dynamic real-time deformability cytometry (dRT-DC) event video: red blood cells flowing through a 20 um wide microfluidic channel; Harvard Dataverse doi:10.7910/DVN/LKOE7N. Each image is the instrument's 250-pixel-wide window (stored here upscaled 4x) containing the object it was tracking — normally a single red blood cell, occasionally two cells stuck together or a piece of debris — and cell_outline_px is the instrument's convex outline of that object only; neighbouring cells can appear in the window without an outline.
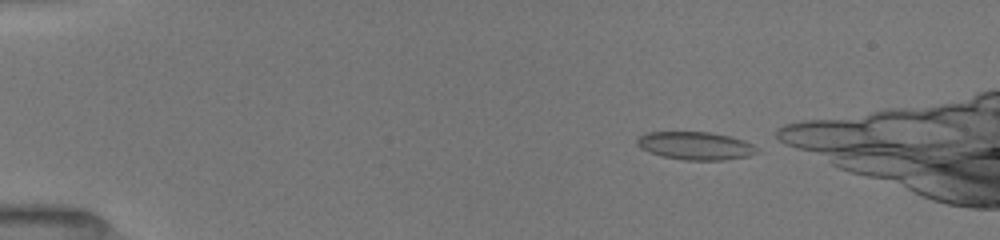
{"species": "common noctule bat (a hibernating species)", "species_latin": "Nyctalus noctula", "temperature_condition": "room temperature", "stored_images_in_passage": 33, "segment_of_instrument_passage": [1, 2], "camera_frame_rate_fps": 3000, "um_per_image_px": 0.085, "animal": {"sex": "female", "body_mass_g": 19.5, "forearm_length_mm": 54.1}, "frame": {"image": 1, "passage_image": 1, "time_ms": 0.0, "image_size_px": [1000, 240], "cell_outline_px": [[760, 152], [748, 156], [724, 160], [684, 160], [660, 156], [640, 148], [636, 144], [636, 140], [644, 132], [708, 132], [728, 136], [744, 140], [752, 144]], "centroid_in_image_um": [59.09, 12.39], "position_along_channel_um": 25.9, "area_um2": 19.59}}
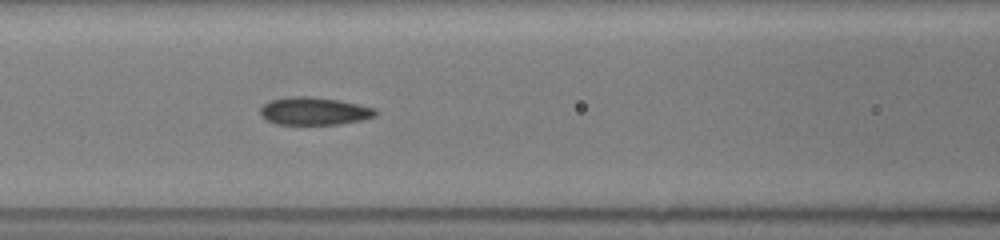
{"frame": {"image": 2, "passage_image": 15, "time_ms": 5.0, "image_size_px": [1000, 240], "cell_outline_px": [[380, 112], [376, 116], [360, 120], [340, 124], [276, 124], [260, 116], [260, 108], [268, 100], [288, 96], [308, 96], [340, 100], [376, 108]], "centroid_in_image_um": [26.71, 9.43], "position_along_channel_um": 139.9, "area_um2": 18.84}}
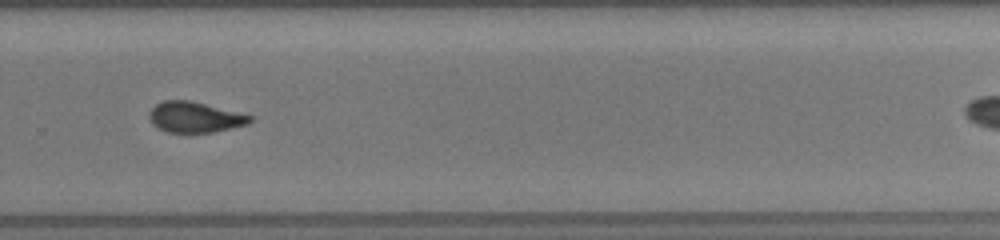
{"frame": {"image": 3, "passage_image": 30, "time_ms": 9.333, "image_size_px": [1000, 240], "cell_outline_px": [[252, 120], [248, 124], [212, 132], [168, 132], [152, 124], [148, 116], [148, 112], [156, 104], [164, 100], [188, 100], [252, 116]], "centroid_in_image_um": [16.51, 9.96], "position_along_channel_um": 313.3, "area_um2": 17.63}}